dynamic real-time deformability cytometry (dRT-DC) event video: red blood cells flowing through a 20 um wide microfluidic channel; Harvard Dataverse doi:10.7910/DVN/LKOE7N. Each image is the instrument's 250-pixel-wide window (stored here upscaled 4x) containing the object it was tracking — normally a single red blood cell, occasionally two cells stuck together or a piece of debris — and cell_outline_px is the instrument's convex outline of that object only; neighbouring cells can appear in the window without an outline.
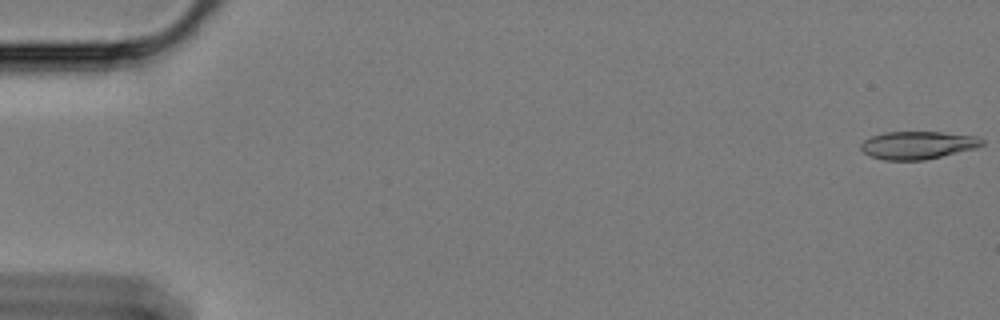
{"species": "Egyptian fruit bat (a non-hibernating species)", "species_latin": "Rousettus aegyptiacus", "temperature_condition": "cold", "stored_images_in_passage": 7, "camera_frame_rate_fps": 3000, "um_per_image_px": 0.085, "animal": {"sex": "female"}, "frame": {"image": 1, "passage_image": 1, "time_ms": 0.0, "image_size_px": [1000, 320], "cell_outline_px": [[984, 144], [976, 148], [924, 160], [884, 160], [868, 156], [860, 148], [860, 144], [864, 140], [872, 136], [888, 132], [940, 132], [976, 136], [984, 140]], "centroid_in_image_um": [77.99, 12.34], "position_along_channel_um": 7.0, "area_um2": 19.59}}